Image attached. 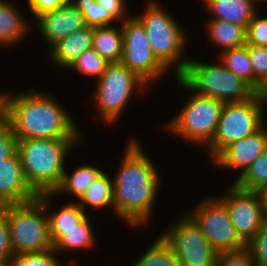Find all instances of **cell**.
<instances>
[{
  "mask_svg": "<svg viewBox=\"0 0 267 266\" xmlns=\"http://www.w3.org/2000/svg\"><path fill=\"white\" fill-rule=\"evenodd\" d=\"M261 100L267 102V76L259 84L258 88L254 92Z\"/></svg>",
  "mask_w": 267,
  "mask_h": 266,
  "instance_id": "cell-40",
  "label": "cell"
},
{
  "mask_svg": "<svg viewBox=\"0 0 267 266\" xmlns=\"http://www.w3.org/2000/svg\"><path fill=\"white\" fill-rule=\"evenodd\" d=\"M160 4L157 0H148L143 12L134 16L145 27L154 55L168 70H174L177 77L189 60L184 56L188 38L180 22Z\"/></svg>",
  "mask_w": 267,
  "mask_h": 266,
  "instance_id": "cell-4",
  "label": "cell"
},
{
  "mask_svg": "<svg viewBox=\"0 0 267 266\" xmlns=\"http://www.w3.org/2000/svg\"><path fill=\"white\" fill-rule=\"evenodd\" d=\"M65 167L60 184L52 194L58 198L60 195L75 197L77 200L88 189V187L95 181L105 170L100 167L92 166V164H81L74 168L72 173H68Z\"/></svg>",
  "mask_w": 267,
  "mask_h": 266,
  "instance_id": "cell-22",
  "label": "cell"
},
{
  "mask_svg": "<svg viewBox=\"0 0 267 266\" xmlns=\"http://www.w3.org/2000/svg\"><path fill=\"white\" fill-rule=\"evenodd\" d=\"M14 94L3 92L4 120L17 139L84 138L56 95L33 87Z\"/></svg>",
  "mask_w": 267,
  "mask_h": 266,
  "instance_id": "cell-2",
  "label": "cell"
},
{
  "mask_svg": "<svg viewBox=\"0 0 267 266\" xmlns=\"http://www.w3.org/2000/svg\"><path fill=\"white\" fill-rule=\"evenodd\" d=\"M93 27L85 26L59 40L48 50L50 63L68 69L86 50L92 48Z\"/></svg>",
  "mask_w": 267,
  "mask_h": 266,
  "instance_id": "cell-17",
  "label": "cell"
},
{
  "mask_svg": "<svg viewBox=\"0 0 267 266\" xmlns=\"http://www.w3.org/2000/svg\"><path fill=\"white\" fill-rule=\"evenodd\" d=\"M95 85L93 102L105 125L117 123L132 97L136 93L138 95L139 91L140 93L145 91L146 87L149 88L142 79L121 62L109 63Z\"/></svg>",
  "mask_w": 267,
  "mask_h": 266,
  "instance_id": "cell-7",
  "label": "cell"
},
{
  "mask_svg": "<svg viewBox=\"0 0 267 266\" xmlns=\"http://www.w3.org/2000/svg\"><path fill=\"white\" fill-rule=\"evenodd\" d=\"M246 247L250 250L254 266H267V217L255 238Z\"/></svg>",
  "mask_w": 267,
  "mask_h": 266,
  "instance_id": "cell-33",
  "label": "cell"
},
{
  "mask_svg": "<svg viewBox=\"0 0 267 266\" xmlns=\"http://www.w3.org/2000/svg\"><path fill=\"white\" fill-rule=\"evenodd\" d=\"M109 64L103 57H101L93 48L84 51L68 68L69 71H76L88 79L98 80L107 65Z\"/></svg>",
  "mask_w": 267,
  "mask_h": 266,
  "instance_id": "cell-29",
  "label": "cell"
},
{
  "mask_svg": "<svg viewBox=\"0 0 267 266\" xmlns=\"http://www.w3.org/2000/svg\"><path fill=\"white\" fill-rule=\"evenodd\" d=\"M258 12L246 28V44L267 46V16L262 17Z\"/></svg>",
  "mask_w": 267,
  "mask_h": 266,
  "instance_id": "cell-34",
  "label": "cell"
},
{
  "mask_svg": "<svg viewBox=\"0 0 267 266\" xmlns=\"http://www.w3.org/2000/svg\"><path fill=\"white\" fill-rule=\"evenodd\" d=\"M215 266H254L250 250L244 247L236 251L218 253Z\"/></svg>",
  "mask_w": 267,
  "mask_h": 266,
  "instance_id": "cell-35",
  "label": "cell"
},
{
  "mask_svg": "<svg viewBox=\"0 0 267 266\" xmlns=\"http://www.w3.org/2000/svg\"><path fill=\"white\" fill-rule=\"evenodd\" d=\"M93 27L92 48L109 63L120 62L123 55L121 24Z\"/></svg>",
  "mask_w": 267,
  "mask_h": 266,
  "instance_id": "cell-24",
  "label": "cell"
},
{
  "mask_svg": "<svg viewBox=\"0 0 267 266\" xmlns=\"http://www.w3.org/2000/svg\"><path fill=\"white\" fill-rule=\"evenodd\" d=\"M199 226L211 247L217 252L240 250V240L225 204L217 196L203 198L187 213Z\"/></svg>",
  "mask_w": 267,
  "mask_h": 266,
  "instance_id": "cell-12",
  "label": "cell"
},
{
  "mask_svg": "<svg viewBox=\"0 0 267 266\" xmlns=\"http://www.w3.org/2000/svg\"><path fill=\"white\" fill-rule=\"evenodd\" d=\"M218 60L253 90V71L248 55V45L218 53Z\"/></svg>",
  "mask_w": 267,
  "mask_h": 266,
  "instance_id": "cell-26",
  "label": "cell"
},
{
  "mask_svg": "<svg viewBox=\"0 0 267 266\" xmlns=\"http://www.w3.org/2000/svg\"><path fill=\"white\" fill-rule=\"evenodd\" d=\"M264 198H265V204H266V211H267V189L263 191Z\"/></svg>",
  "mask_w": 267,
  "mask_h": 266,
  "instance_id": "cell-44",
  "label": "cell"
},
{
  "mask_svg": "<svg viewBox=\"0 0 267 266\" xmlns=\"http://www.w3.org/2000/svg\"><path fill=\"white\" fill-rule=\"evenodd\" d=\"M13 256H14V251L11 244L7 218L0 211V258L12 259Z\"/></svg>",
  "mask_w": 267,
  "mask_h": 266,
  "instance_id": "cell-39",
  "label": "cell"
},
{
  "mask_svg": "<svg viewBox=\"0 0 267 266\" xmlns=\"http://www.w3.org/2000/svg\"><path fill=\"white\" fill-rule=\"evenodd\" d=\"M59 254L52 248L41 252L16 253L10 260V266H63Z\"/></svg>",
  "mask_w": 267,
  "mask_h": 266,
  "instance_id": "cell-31",
  "label": "cell"
},
{
  "mask_svg": "<svg viewBox=\"0 0 267 266\" xmlns=\"http://www.w3.org/2000/svg\"><path fill=\"white\" fill-rule=\"evenodd\" d=\"M17 151V138L12 132L10 125L4 120L0 124V163Z\"/></svg>",
  "mask_w": 267,
  "mask_h": 266,
  "instance_id": "cell-36",
  "label": "cell"
},
{
  "mask_svg": "<svg viewBox=\"0 0 267 266\" xmlns=\"http://www.w3.org/2000/svg\"><path fill=\"white\" fill-rule=\"evenodd\" d=\"M175 220L160 235L169 244L180 266H215L218 253L193 219L186 213Z\"/></svg>",
  "mask_w": 267,
  "mask_h": 266,
  "instance_id": "cell-10",
  "label": "cell"
},
{
  "mask_svg": "<svg viewBox=\"0 0 267 266\" xmlns=\"http://www.w3.org/2000/svg\"><path fill=\"white\" fill-rule=\"evenodd\" d=\"M33 21L48 49L59 40L86 26L82 13L71 2L56 10L45 12Z\"/></svg>",
  "mask_w": 267,
  "mask_h": 266,
  "instance_id": "cell-15",
  "label": "cell"
},
{
  "mask_svg": "<svg viewBox=\"0 0 267 266\" xmlns=\"http://www.w3.org/2000/svg\"><path fill=\"white\" fill-rule=\"evenodd\" d=\"M29 16L32 20L36 19L38 16L45 12L56 10L57 8L63 6L64 4L70 2V0H26ZM31 14V15H30Z\"/></svg>",
  "mask_w": 267,
  "mask_h": 266,
  "instance_id": "cell-37",
  "label": "cell"
},
{
  "mask_svg": "<svg viewBox=\"0 0 267 266\" xmlns=\"http://www.w3.org/2000/svg\"><path fill=\"white\" fill-rule=\"evenodd\" d=\"M0 211L7 218L14 254L53 248L48 216L38 198L26 203L1 206Z\"/></svg>",
  "mask_w": 267,
  "mask_h": 266,
  "instance_id": "cell-8",
  "label": "cell"
},
{
  "mask_svg": "<svg viewBox=\"0 0 267 266\" xmlns=\"http://www.w3.org/2000/svg\"><path fill=\"white\" fill-rule=\"evenodd\" d=\"M38 195L32 190L24 176L23 167L16 151L0 163V207L26 203Z\"/></svg>",
  "mask_w": 267,
  "mask_h": 266,
  "instance_id": "cell-16",
  "label": "cell"
},
{
  "mask_svg": "<svg viewBox=\"0 0 267 266\" xmlns=\"http://www.w3.org/2000/svg\"><path fill=\"white\" fill-rule=\"evenodd\" d=\"M146 249L130 266H180L176 255L160 234Z\"/></svg>",
  "mask_w": 267,
  "mask_h": 266,
  "instance_id": "cell-27",
  "label": "cell"
},
{
  "mask_svg": "<svg viewBox=\"0 0 267 266\" xmlns=\"http://www.w3.org/2000/svg\"><path fill=\"white\" fill-rule=\"evenodd\" d=\"M82 13L86 26L100 27L119 24L110 13L95 0H70Z\"/></svg>",
  "mask_w": 267,
  "mask_h": 266,
  "instance_id": "cell-30",
  "label": "cell"
},
{
  "mask_svg": "<svg viewBox=\"0 0 267 266\" xmlns=\"http://www.w3.org/2000/svg\"><path fill=\"white\" fill-rule=\"evenodd\" d=\"M83 139H17L24 176L37 195L54 192L61 182L69 153Z\"/></svg>",
  "mask_w": 267,
  "mask_h": 266,
  "instance_id": "cell-3",
  "label": "cell"
},
{
  "mask_svg": "<svg viewBox=\"0 0 267 266\" xmlns=\"http://www.w3.org/2000/svg\"><path fill=\"white\" fill-rule=\"evenodd\" d=\"M228 187L223 196H216L225 204L240 240L247 246L267 217L264 194L243 190L234 183Z\"/></svg>",
  "mask_w": 267,
  "mask_h": 266,
  "instance_id": "cell-13",
  "label": "cell"
},
{
  "mask_svg": "<svg viewBox=\"0 0 267 266\" xmlns=\"http://www.w3.org/2000/svg\"><path fill=\"white\" fill-rule=\"evenodd\" d=\"M216 60L215 63H205L189 58L184 70L175 79L179 88L224 103L250 98L254 91L218 59Z\"/></svg>",
  "mask_w": 267,
  "mask_h": 266,
  "instance_id": "cell-5",
  "label": "cell"
},
{
  "mask_svg": "<svg viewBox=\"0 0 267 266\" xmlns=\"http://www.w3.org/2000/svg\"><path fill=\"white\" fill-rule=\"evenodd\" d=\"M187 99L180 111L163 124L162 130L185 143L206 148L217 131L224 102L194 92Z\"/></svg>",
  "mask_w": 267,
  "mask_h": 266,
  "instance_id": "cell-6",
  "label": "cell"
},
{
  "mask_svg": "<svg viewBox=\"0 0 267 266\" xmlns=\"http://www.w3.org/2000/svg\"><path fill=\"white\" fill-rule=\"evenodd\" d=\"M4 121V98L3 93H0V124Z\"/></svg>",
  "mask_w": 267,
  "mask_h": 266,
  "instance_id": "cell-41",
  "label": "cell"
},
{
  "mask_svg": "<svg viewBox=\"0 0 267 266\" xmlns=\"http://www.w3.org/2000/svg\"><path fill=\"white\" fill-rule=\"evenodd\" d=\"M267 148V122L255 133L232 142L226 146L211 162L212 166L240 172L241 177L251 163ZM238 170V171H237Z\"/></svg>",
  "mask_w": 267,
  "mask_h": 266,
  "instance_id": "cell-14",
  "label": "cell"
},
{
  "mask_svg": "<svg viewBox=\"0 0 267 266\" xmlns=\"http://www.w3.org/2000/svg\"><path fill=\"white\" fill-rule=\"evenodd\" d=\"M11 259H1L0 258V266H10Z\"/></svg>",
  "mask_w": 267,
  "mask_h": 266,
  "instance_id": "cell-42",
  "label": "cell"
},
{
  "mask_svg": "<svg viewBox=\"0 0 267 266\" xmlns=\"http://www.w3.org/2000/svg\"><path fill=\"white\" fill-rule=\"evenodd\" d=\"M237 187L248 191L263 192L267 189V148L257 157L245 171L234 180Z\"/></svg>",
  "mask_w": 267,
  "mask_h": 266,
  "instance_id": "cell-28",
  "label": "cell"
},
{
  "mask_svg": "<svg viewBox=\"0 0 267 266\" xmlns=\"http://www.w3.org/2000/svg\"><path fill=\"white\" fill-rule=\"evenodd\" d=\"M108 174L104 171L76 201L86 213L87 207L95 211L108 207L107 210H113V179Z\"/></svg>",
  "mask_w": 267,
  "mask_h": 266,
  "instance_id": "cell-25",
  "label": "cell"
},
{
  "mask_svg": "<svg viewBox=\"0 0 267 266\" xmlns=\"http://www.w3.org/2000/svg\"><path fill=\"white\" fill-rule=\"evenodd\" d=\"M92 222L87 215L75 228L71 230H49L53 249L60 255L72 251H90L93 249L96 236L93 233ZM90 249V250H89ZM70 251V252H69Z\"/></svg>",
  "mask_w": 267,
  "mask_h": 266,
  "instance_id": "cell-18",
  "label": "cell"
},
{
  "mask_svg": "<svg viewBox=\"0 0 267 266\" xmlns=\"http://www.w3.org/2000/svg\"><path fill=\"white\" fill-rule=\"evenodd\" d=\"M45 206L48 216L49 230H71L75 228L86 216L87 213L75 201L67 202L61 208L52 209L54 202V194L45 193L37 197Z\"/></svg>",
  "mask_w": 267,
  "mask_h": 266,
  "instance_id": "cell-21",
  "label": "cell"
},
{
  "mask_svg": "<svg viewBox=\"0 0 267 266\" xmlns=\"http://www.w3.org/2000/svg\"><path fill=\"white\" fill-rule=\"evenodd\" d=\"M18 6L11 1H0V49L19 44L31 33L32 23L26 21Z\"/></svg>",
  "mask_w": 267,
  "mask_h": 266,
  "instance_id": "cell-19",
  "label": "cell"
},
{
  "mask_svg": "<svg viewBox=\"0 0 267 266\" xmlns=\"http://www.w3.org/2000/svg\"><path fill=\"white\" fill-rule=\"evenodd\" d=\"M99 5L103 6L110 15L118 22L122 23L125 19L130 18L128 4L126 0H95ZM127 6V7H126ZM129 9V10H128Z\"/></svg>",
  "mask_w": 267,
  "mask_h": 266,
  "instance_id": "cell-38",
  "label": "cell"
},
{
  "mask_svg": "<svg viewBox=\"0 0 267 266\" xmlns=\"http://www.w3.org/2000/svg\"><path fill=\"white\" fill-rule=\"evenodd\" d=\"M204 22L208 41L216 45L220 52L246 44V29L243 26L217 19H207Z\"/></svg>",
  "mask_w": 267,
  "mask_h": 266,
  "instance_id": "cell-23",
  "label": "cell"
},
{
  "mask_svg": "<svg viewBox=\"0 0 267 266\" xmlns=\"http://www.w3.org/2000/svg\"><path fill=\"white\" fill-rule=\"evenodd\" d=\"M252 2H254L257 6L259 5V3H261L260 5H264L267 3V0H250ZM264 2V4H262Z\"/></svg>",
  "mask_w": 267,
  "mask_h": 266,
  "instance_id": "cell-43",
  "label": "cell"
},
{
  "mask_svg": "<svg viewBox=\"0 0 267 266\" xmlns=\"http://www.w3.org/2000/svg\"><path fill=\"white\" fill-rule=\"evenodd\" d=\"M248 55L253 71V91L267 76V46L248 45Z\"/></svg>",
  "mask_w": 267,
  "mask_h": 266,
  "instance_id": "cell-32",
  "label": "cell"
},
{
  "mask_svg": "<svg viewBox=\"0 0 267 266\" xmlns=\"http://www.w3.org/2000/svg\"><path fill=\"white\" fill-rule=\"evenodd\" d=\"M125 146L118 172L112 178V212L134 229L151 222L162 175L139 140L131 138Z\"/></svg>",
  "mask_w": 267,
  "mask_h": 266,
  "instance_id": "cell-1",
  "label": "cell"
},
{
  "mask_svg": "<svg viewBox=\"0 0 267 266\" xmlns=\"http://www.w3.org/2000/svg\"><path fill=\"white\" fill-rule=\"evenodd\" d=\"M210 19L224 20L243 26L245 29L259 12L258 6L250 0H201Z\"/></svg>",
  "mask_w": 267,
  "mask_h": 266,
  "instance_id": "cell-20",
  "label": "cell"
},
{
  "mask_svg": "<svg viewBox=\"0 0 267 266\" xmlns=\"http://www.w3.org/2000/svg\"><path fill=\"white\" fill-rule=\"evenodd\" d=\"M121 28L124 46L120 62L147 85L159 83L169 70L154 55L145 27L133 15L121 23Z\"/></svg>",
  "mask_w": 267,
  "mask_h": 266,
  "instance_id": "cell-11",
  "label": "cell"
},
{
  "mask_svg": "<svg viewBox=\"0 0 267 266\" xmlns=\"http://www.w3.org/2000/svg\"><path fill=\"white\" fill-rule=\"evenodd\" d=\"M267 102L255 93L248 99L226 102L212 142L205 148L210 162L229 144L258 131L266 122ZM265 109V110H264Z\"/></svg>",
  "mask_w": 267,
  "mask_h": 266,
  "instance_id": "cell-9",
  "label": "cell"
}]
</instances>
